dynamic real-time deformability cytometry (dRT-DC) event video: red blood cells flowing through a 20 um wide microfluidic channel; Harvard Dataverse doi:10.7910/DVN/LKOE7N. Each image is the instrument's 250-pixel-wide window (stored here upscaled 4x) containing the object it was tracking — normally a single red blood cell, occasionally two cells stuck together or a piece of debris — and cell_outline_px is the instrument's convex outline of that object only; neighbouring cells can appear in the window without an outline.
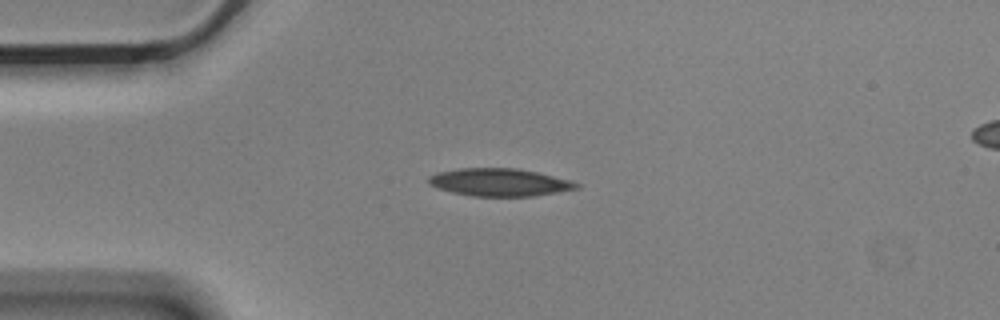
{"species": "Egyptian fruit bat (a non-hibernating species)", "species_latin": "Rousettus aegyptiacus", "temperature_condition": "cold", "stored_images_in_passage": 13, "camera_frame_rate_fps": 3000, "um_per_image_px": 0.085, "animal": {"sex": "male"}, "frame": {"image": 1, "passage_image": 1, "time_ms": 0.0, "image_size_px": [1000, 320], "cell_outline_px": [[580, 188], [532, 196], [472, 196], [452, 192], [436, 188], [428, 184], [428, 176], [440, 172], [460, 168], [516, 168], [536, 172], [572, 180], [580, 184]], "centroid_in_image_um": [42.45, 15.49], "position_along_channel_um": 42.5, "area_um2": 23.81}}
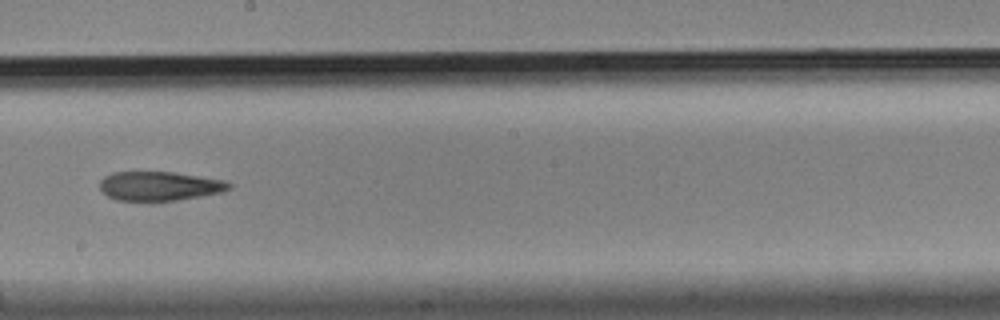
{"frame": {"image": 2, "passage_image": 6, "time_ms": 1.667, "image_size_px": [1000, 320], "cell_outline_px": [[232, 188], [224, 192], [152, 204], [116, 200], [108, 196], [100, 188], [100, 180], [104, 176], [112, 172], [172, 172], [224, 180], [232, 184]], "centroid_in_image_um": [13.53, 15.86], "position_along_channel_um": 234.7, "area_um2": 22.66}}
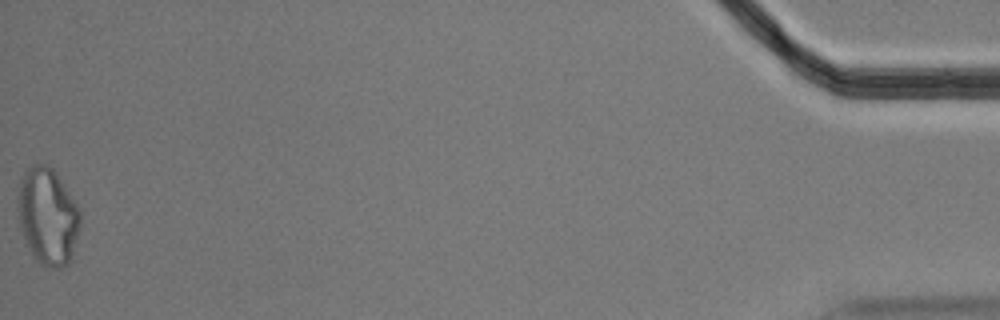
{"frame": {"image": 3, "passage_image": 12, "time_ms": 3.667, "image_size_px": [1000, 320], "cell_outline_px": [[80, 228], [68, 264], [64, 268], [56, 268], [40, 264], [36, 260], [28, 248], [20, 228], [16, 208], [16, 200], [20, 184], [24, 172], [32, 164], [44, 164], [52, 168], [56, 172], [80, 208]], "centroid_in_image_um": [4.04, 18.37], "position_along_channel_um": 431.2, "area_um2": 35.49}}